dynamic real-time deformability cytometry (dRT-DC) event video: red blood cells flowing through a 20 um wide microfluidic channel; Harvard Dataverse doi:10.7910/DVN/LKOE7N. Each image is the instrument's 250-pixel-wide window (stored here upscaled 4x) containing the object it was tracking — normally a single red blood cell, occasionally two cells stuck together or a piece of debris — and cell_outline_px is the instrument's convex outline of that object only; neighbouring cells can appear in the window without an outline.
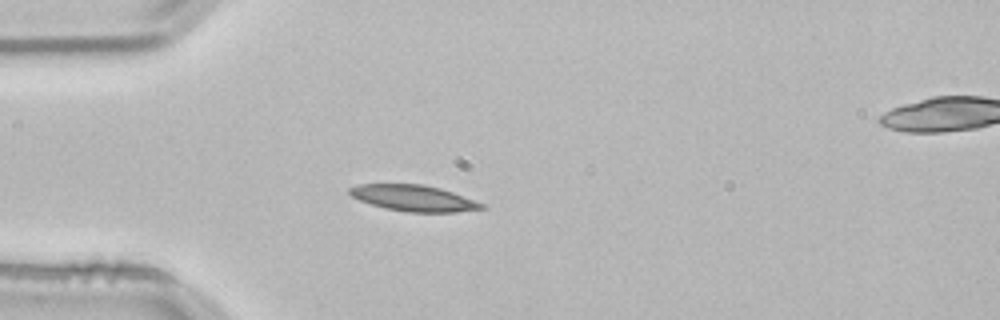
{"species": "common noctule bat (a hibernating species)", "species_latin": "Nyctalus noctula", "temperature_condition": "room temperature", "stored_images_in_passage": 41, "segment_of_instrument_passage": [1, 2], "camera_frame_rate_fps": 3000, "um_per_image_px": 0.085, "animal": {"sex": "male", "body_mass_g": 21.5, "forearm_length_mm": 52.0}, "frame": {"image": 1, "passage_image": 1, "time_ms": 0.0, "image_size_px": [1000, 320], "cell_outline_px": [[488, 208], [456, 212], [408, 212], [384, 208], [360, 200], [352, 196], [348, 192], [348, 188], [356, 184], [420, 184], [440, 188], [452, 192], [484, 204]], "centroid_in_image_um": [35.15, 16.84], "position_along_channel_um": 49.9, "area_um2": 20.0}}
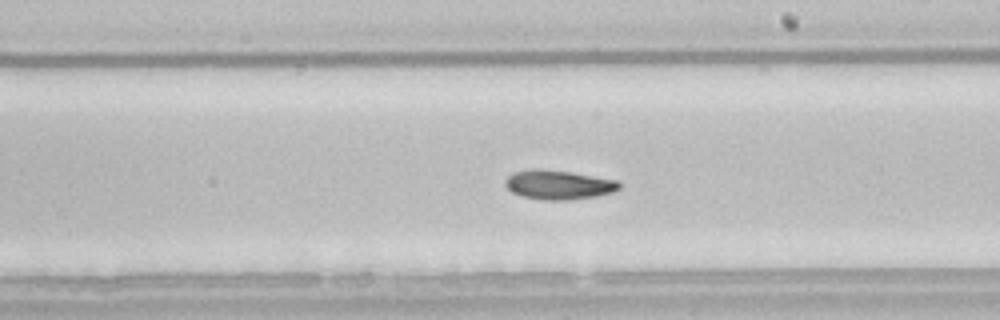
{"frame": {"image": 2, "passage_image": 17, "time_ms": 5.333, "image_size_px": [1000, 320], "cell_outline_px": [[620, 188], [612, 192], [596, 196], [568, 200], [540, 200], [520, 196], [512, 192], [504, 184], [504, 180], [508, 176], [516, 172], [532, 168], [536, 168], [568, 172], [616, 180], [620, 184]], "centroid_in_image_um": [47.42, 15.72], "position_along_channel_um": 241.6, "area_um2": 19.31}}
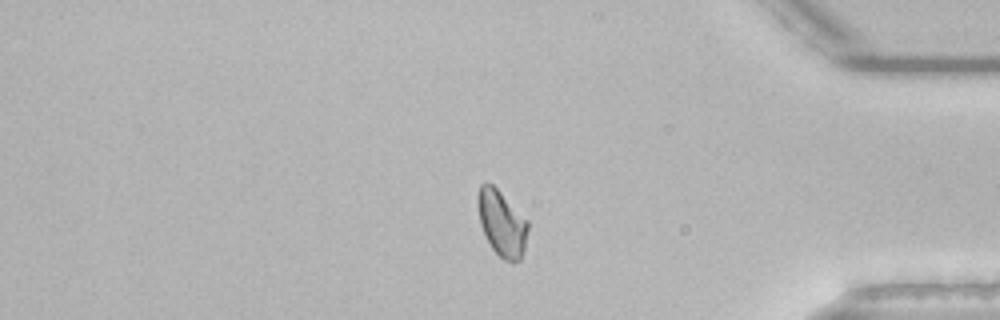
{"frame": {"image": 3, "passage_image": 31, "time_ms": 10.0, "image_size_px": [1000, 320], "cell_outline_px": [[528, 228], [524, 248], [520, 260], [504, 260], [492, 248], [484, 236], [480, 224], [476, 204], [476, 196], [480, 184], [492, 184], [528, 220]], "centroid_in_image_um": [42.61, 18.95], "position_along_channel_um": 392.6, "area_um2": 19.13}}